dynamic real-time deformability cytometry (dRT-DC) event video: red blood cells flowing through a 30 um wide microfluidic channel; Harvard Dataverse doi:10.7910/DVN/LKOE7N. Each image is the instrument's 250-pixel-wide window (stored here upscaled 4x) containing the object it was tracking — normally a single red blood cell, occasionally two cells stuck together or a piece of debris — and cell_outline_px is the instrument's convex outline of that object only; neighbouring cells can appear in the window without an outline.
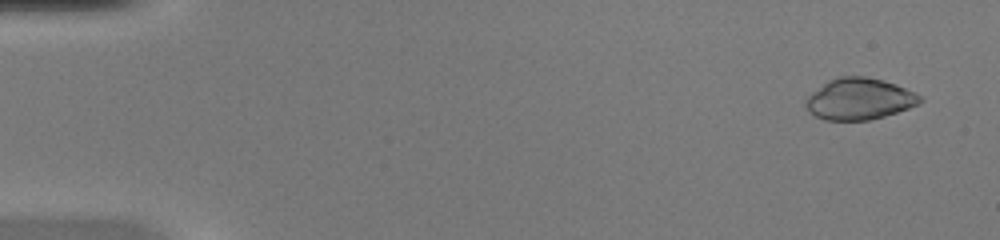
{"species": "common noctule bat (a hibernating species)", "species_latin": "Nyctalus noctula", "temperature_condition": "warm", "stored_images_in_passage": 50, "camera_frame_rate_fps": 3000, "um_per_image_px": 0.085, "animal": {"sex": "female", "body_mass_g": 20.0, "forearm_length_mm": 54.0}, "frame": {"image": 1, "passage_image": 3, "time_ms": 0.667, "image_size_px": [1000, 240], "cell_outline_px": [[924, 100], [920, 104], [884, 116], [868, 120], [824, 120], [808, 112], [804, 104], [804, 100], [812, 92], [828, 80], [840, 76], [864, 76], [884, 80], [896, 84], [916, 92]], "centroid_in_image_um": [73.04, 8.41], "position_along_channel_um": 12.0, "area_um2": 27.8}}
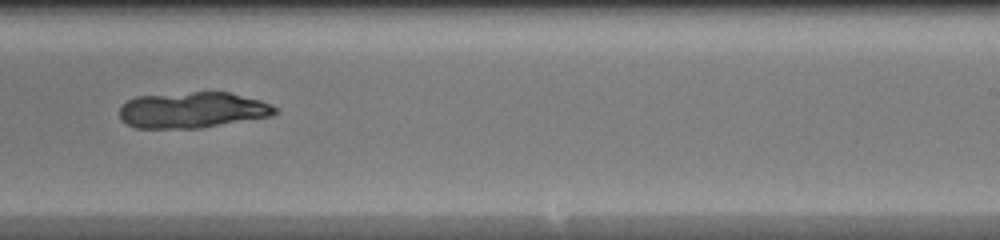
{"frame": {"image": 2, "passage_image": 32, "time_ms": 10.333, "image_size_px": [1000, 240], "cell_outline_px": [[280, 112], [272, 116], [200, 128], [136, 128], [128, 124], [120, 116], [120, 108], [128, 100], [136, 96], [192, 92], [228, 92], [260, 100], [272, 104], [280, 108]], "centroid_in_image_um": [16.43, 9.35], "position_along_channel_um": 272.6, "area_um2": 32.66}}
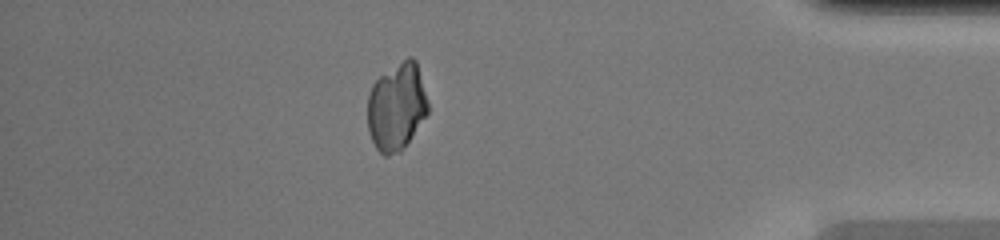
{"frame": {"image": 3, "passage_image": 44, "time_ms": 14.333, "image_size_px": [1000, 240], "cell_outline_px": [[428, 112], [400, 152], [388, 156], [384, 156], [376, 148], [368, 132], [368, 96], [372, 84], [380, 76], [408, 56], [412, 56], [416, 60], [428, 104]], "centroid_in_image_um": [33.69, 9.07], "position_along_channel_um": 401.5, "area_um2": 30.46}}